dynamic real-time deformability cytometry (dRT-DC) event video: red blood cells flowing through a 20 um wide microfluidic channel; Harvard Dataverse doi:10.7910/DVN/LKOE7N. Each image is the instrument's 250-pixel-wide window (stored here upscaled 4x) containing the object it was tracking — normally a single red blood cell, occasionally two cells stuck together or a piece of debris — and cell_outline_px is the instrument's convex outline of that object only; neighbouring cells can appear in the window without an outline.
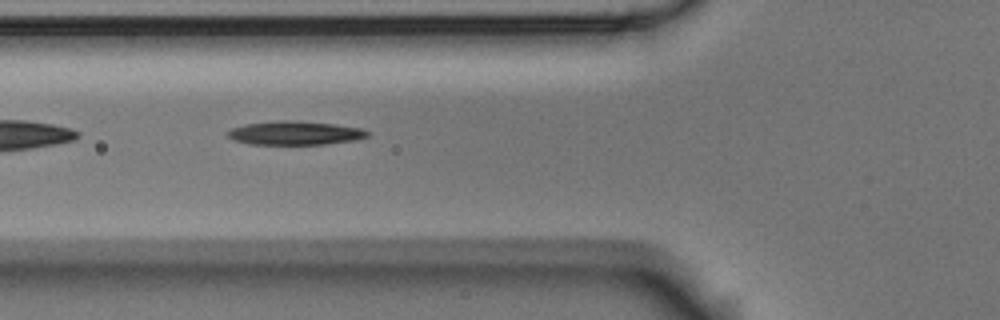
{"species": "Egyptian fruit bat (a non-hibernating species)", "species_latin": "Rousettus aegyptiacus", "temperature_condition": "room temperature", "stored_images_in_passage": 36, "camera_frame_rate_fps": 3000, "um_per_image_px": 0.085, "animal": {"sex": "male"}, "frame": {"image": 1, "passage_image": 4, "time_ms": 1.0, "image_size_px": [1000, 320], "cell_outline_px": [[372, 132], [368, 136], [356, 140], [324, 144], [248, 144], [232, 140], [228, 136], [228, 132], [232, 128], [244, 124], [276, 120], [296, 120], [336, 124], [360, 128]], "centroid_in_image_um": [25.09, 11.3], "position_along_channel_um": 100.7, "area_um2": 19.54}}
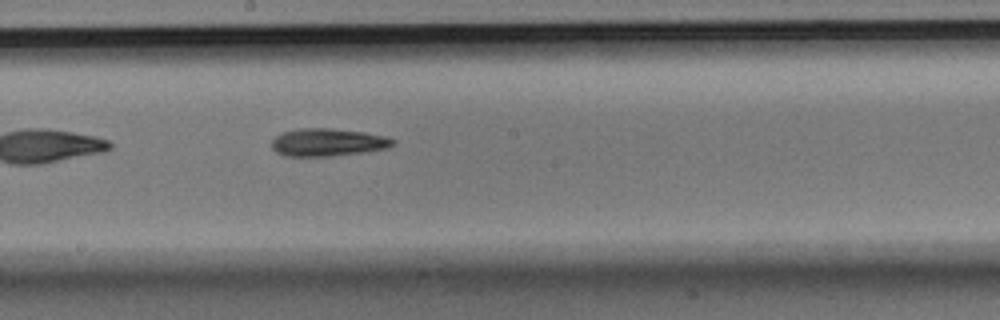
{"frame": {"image": 2, "passage_image": 14, "time_ms": 4.333, "image_size_px": [1000, 320], "cell_outline_px": [[396, 144], [388, 148], [368, 152], [332, 156], [284, 156], [276, 152], [272, 148], [272, 140], [276, 136], [284, 132], [300, 128], [332, 128], [364, 132], [388, 136], [396, 140]], "centroid_in_image_um": [27.93, 12.1], "position_along_channel_um": 220.3, "area_um2": 19.88}}
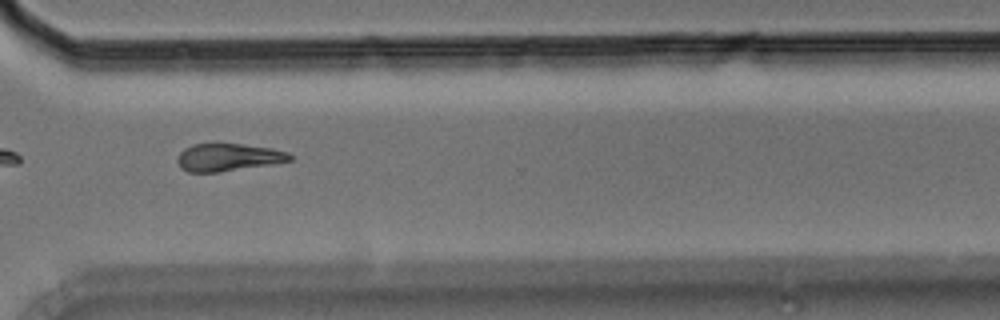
{"frame": {"image": 3, "passage_image": 25, "time_ms": 8.0, "image_size_px": [1000, 320], "cell_outline_px": [[292, 160], [272, 164], [216, 172], [188, 172], [180, 168], [176, 160], [180, 152], [184, 148], [192, 144], [244, 144], [272, 148], [288, 152], [292, 156]], "centroid_in_image_um": [19.38, 13.37], "position_along_channel_um": 351.2, "area_um2": 18.03}, "authors_computed_cell_mechanics": {"area_um2": 18.5249, "velocity_mm_per_s": 3.5716, "shape_relaxation_time_tau1_ms": 10.1371, "shape_relaxation_time_tau2_ms": null, "deformation_change_tau1": 0.2227, "deformation_change_tau2": null}}